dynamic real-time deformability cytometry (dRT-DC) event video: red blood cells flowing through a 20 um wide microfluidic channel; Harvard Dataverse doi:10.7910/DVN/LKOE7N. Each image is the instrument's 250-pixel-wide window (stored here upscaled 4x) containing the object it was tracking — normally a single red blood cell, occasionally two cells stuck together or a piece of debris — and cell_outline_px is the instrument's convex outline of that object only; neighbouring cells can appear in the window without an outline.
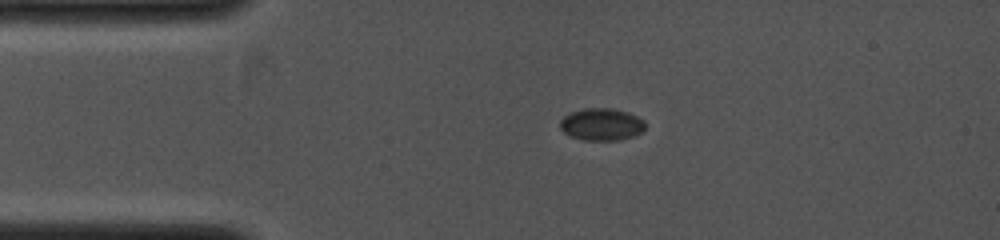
{"species": "common noctule bat (a hibernating species)", "species_latin": "Nyctalus noctula", "temperature_condition": "cold", "stored_images_in_passage": 36, "camera_frame_rate_fps": 4000, "um_per_image_px": 0.085, "animal": {"sex": "female", "body_mass_g": 19.0, "forearm_length_mm": 53.3}, "frame": {"image": 1, "passage_image": 1, "time_ms": 0.0, "image_size_px": [1000, 240], "cell_outline_px": [[644, 132], [620, 140], [584, 140], [568, 136], [560, 128], [560, 120], [564, 116], [572, 112], [584, 108], [612, 108], [628, 112], [644, 120]], "centroid_in_image_um": [51.13, 10.57], "position_along_channel_um": 33.9, "area_um2": 16.07}}
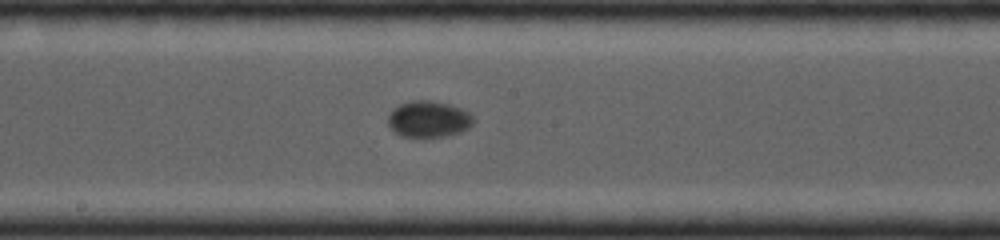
{"frame": {"image": 2, "passage_image": 16, "time_ms": 3.75, "image_size_px": [1000, 240], "cell_outline_px": [[472, 124], [468, 128], [460, 132], [444, 136], [400, 136], [388, 124], [388, 116], [392, 108], [400, 104], [412, 100], [432, 100], [448, 104], [460, 108], [468, 112], [472, 116]], "centroid_in_image_um": [36.4, 10.1], "position_along_channel_um": 211.8, "area_um2": 17.86}}
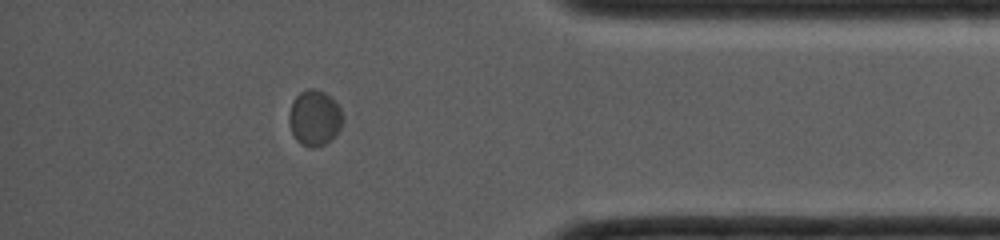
{"frame": {"image": 3, "passage_image": 31, "time_ms": 7.5, "image_size_px": [1000, 240], "cell_outline_px": [[344, 120], [336, 136], [324, 144], [312, 148], [300, 144], [296, 140], [292, 132], [288, 120], [288, 116], [292, 100], [300, 92], [308, 88], [316, 88], [332, 96], [340, 108], [344, 116]], "centroid_in_image_um": [26.75, 10.0], "position_along_channel_um": 408.5, "area_um2": 17.8}}